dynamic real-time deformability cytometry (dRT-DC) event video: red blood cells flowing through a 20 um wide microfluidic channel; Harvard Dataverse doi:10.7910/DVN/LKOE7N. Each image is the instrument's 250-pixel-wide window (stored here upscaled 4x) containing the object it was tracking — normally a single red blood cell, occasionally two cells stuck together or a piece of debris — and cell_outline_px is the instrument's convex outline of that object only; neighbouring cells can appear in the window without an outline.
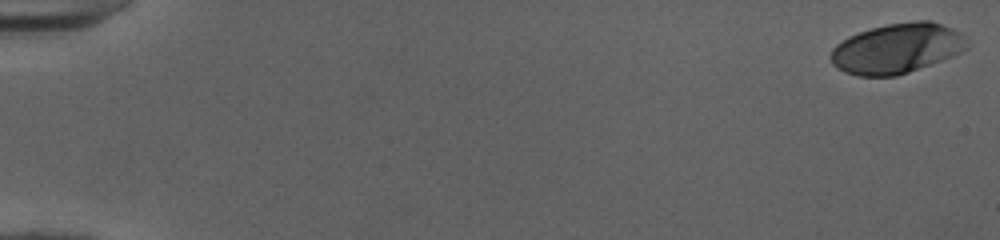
{"species": "human", "species_latin": "Homo sapiens", "temperature_condition": "cold", "stored_images_in_passage": 52, "camera_frame_rate_fps": 3000, "um_per_image_px": 0.085, "donor": {"sex": "female"}, "frame": {"image": 1, "passage_image": 1, "time_ms": 0.0, "image_size_px": [1000, 240], "cell_outline_px": [[968, 48], [952, 56], [908, 72], [896, 76], [856, 76], [844, 72], [836, 68], [832, 64], [832, 48], [836, 44], [848, 36], [872, 28], [888, 24], [912, 20], [928, 20], [952, 28], [960, 36]], "centroid_in_image_um": [76.17, 4.12], "position_along_channel_um": 8.8, "area_um2": 39.19}}
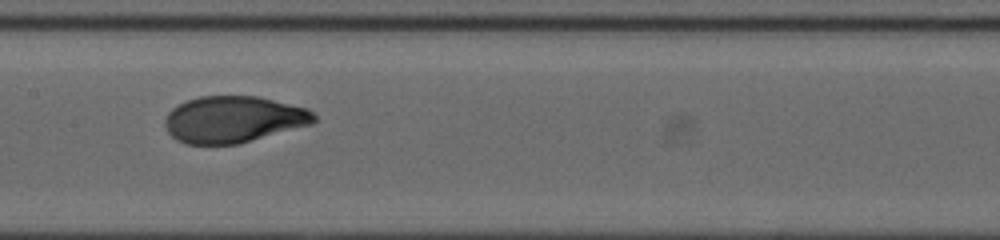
{"frame": {"image": 2, "passage_image": 28, "time_ms": 9.0, "image_size_px": [1000, 240], "cell_outline_px": [[316, 120], [312, 124], [236, 144], [184, 144], [176, 140], [168, 132], [164, 124], [164, 120], [168, 112], [172, 108], [188, 100], [200, 96], [256, 96], [308, 108], [316, 116]], "centroid_in_image_um": [19.82, 10.15], "position_along_channel_um": 187.6, "area_um2": 40.29}}
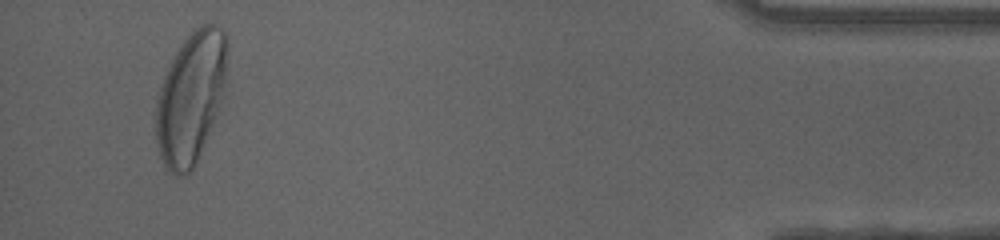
{"frame": {"image": 3, "passage_image": 50, "time_ms": 16.333, "image_size_px": [1000, 240], "cell_outline_px": [[228, 44], [224, 80], [220, 100], [212, 124], [196, 160], [192, 168], [184, 176], [176, 176], [164, 164], [160, 156], [156, 144], [156, 104], [160, 88], [164, 76], [176, 52], [184, 40], [200, 24], [216, 24], [228, 36]], "centroid_in_image_um": [16.2, 8.26], "position_along_channel_um": 419.0, "area_um2": 53.41}, "authors_computed_cell_mechanics": {"area_um2": 40.6334, "velocity_mm_per_s": 3.9906, "shape_relaxation_time_tau1_ms": 4.1827, "shape_relaxation_time_tau2_ms": null, "deformation_change_tau1": 0.2206, "deformation_change_tau2": null}}